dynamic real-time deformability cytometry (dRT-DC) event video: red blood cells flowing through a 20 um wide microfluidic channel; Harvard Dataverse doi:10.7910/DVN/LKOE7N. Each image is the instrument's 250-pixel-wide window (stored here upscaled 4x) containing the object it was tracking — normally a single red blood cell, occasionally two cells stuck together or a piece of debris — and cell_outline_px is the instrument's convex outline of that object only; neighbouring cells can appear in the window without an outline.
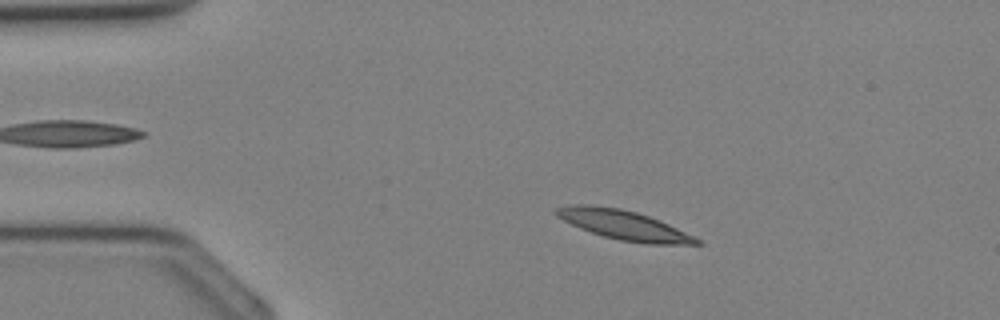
{"species": "Egyptian fruit bat (a non-hibernating species)", "species_latin": "Rousettus aegyptiacus", "temperature_condition": "cold", "stored_images_in_passage": 34, "camera_frame_rate_fps": 3000, "um_per_image_px": 0.085, "animal": {"sex": "female"}, "frame": {"image": 1, "passage_image": 5, "time_ms": 1.333, "image_size_px": [1000, 320], "cell_outline_px": [[704, 244], [648, 244], [620, 240], [604, 236], [580, 228], [556, 216], [552, 212], [556, 208], [576, 204], [588, 204], [620, 208], [636, 212], [660, 220], [700, 240]], "centroid_in_image_um": [52.99, 19.11], "position_along_channel_um": 32.0, "area_um2": 23.76}}
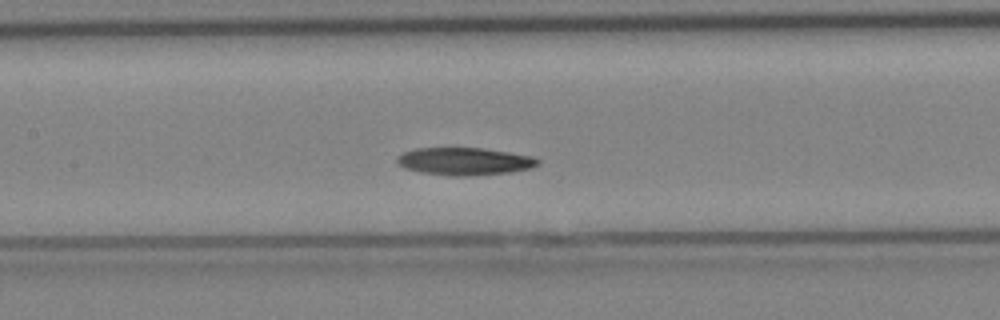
{"frame": {"image": 2, "passage_image": 15, "time_ms": 4.667, "image_size_px": [1000, 320], "cell_outline_px": [[540, 164], [532, 168], [512, 172], [464, 176], [448, 176], [420, 172], [404, 168], [396, 160], [396, 156], [404, 152], [416, 148], [480, 148], [508, 152], [532, 156], [540, 160]], "centroid_in_image_um": [39.49, 13.72], "position_along_channel_um": 167.9, "area_um2": 22.66}}
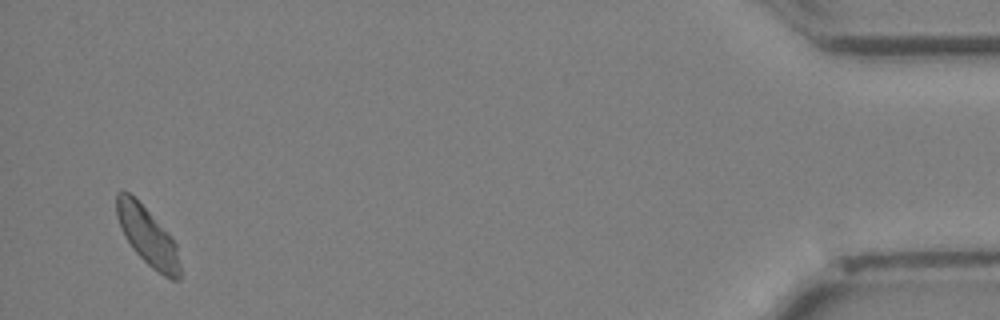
{"frame": {"image": 3, "passage_image": 33, "time_ms": 10.667, "image_size_px": [1000, 320], "cell_outline_px": [[180, 280], [172, 280], [164, 276], [152, 268], [132, 248], [124, 236], [120, 228], [116, 216], [116, 192], [128, 192], [172, 236], [176, 244], [180, 264]], "centroid_in_image_um": [12.54, 20.11], "position_along_channel_um": 422.7, "area_um2": 21.27}}